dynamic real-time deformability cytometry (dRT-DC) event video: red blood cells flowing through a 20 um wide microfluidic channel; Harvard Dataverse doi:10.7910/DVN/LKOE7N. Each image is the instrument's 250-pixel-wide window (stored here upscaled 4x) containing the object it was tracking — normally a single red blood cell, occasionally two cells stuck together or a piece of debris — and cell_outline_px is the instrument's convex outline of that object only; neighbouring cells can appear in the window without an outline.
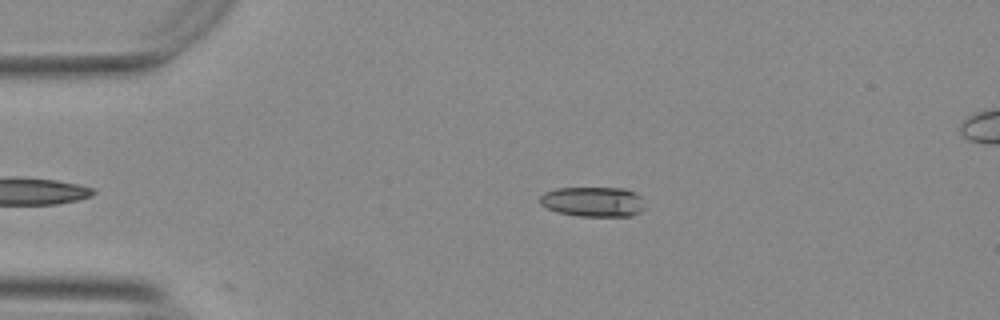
{"species": "Egyptian fruit bat (a non-hibernating species)", "species_latin": "Rousettus aegyptiacus", "temperature_condition": "warm", "stored_images_in_passage": 40, "camera_frame_rate_fps": 3000, "um_per_image_px": 0.085, "animal": {"sex": "female"}, "frame": {"image": 1, "passage_image": 3, "time_ms": 0.667, "image_size_px": [1000, 320], "cell_outline_px": [[644, 208], [640, 212], [628, 216], [580, 216], [560, 212], [548, 208], [540, 204], [540, 196], [544, 192], [556, 188], [624, 188], [640, 196]], "centroid_in_image_um": [50.39, 17.14], "position_along_channel_um": 34.6, "area_um2": 18.09}}
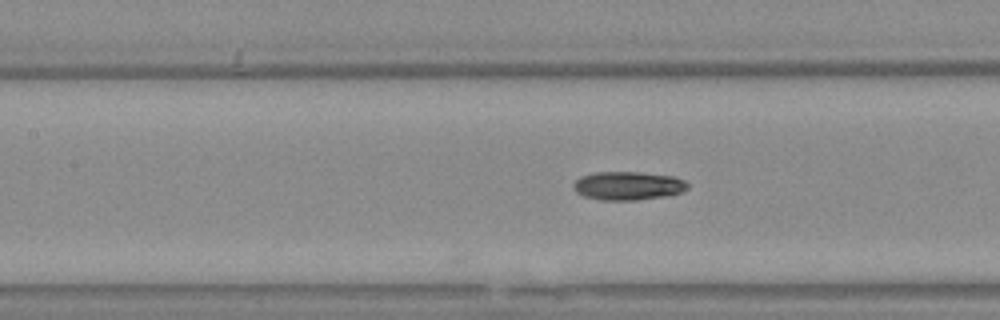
{"frame": {"image": 2, "passage_image": 16, "time_ms": 5.0, "image_size_px": [1000, 320], "cell_outline_px": [[688, 188], [680, 192], [664, 196], [636, 200], [604, 200], [584, 196], [576, 192], [572, 184], [580, 176], [596, 172], [640, 172], [672, 176], [684, 180], [688, 184]], "centroid_in_image_um": [53.36, 15.78], "position_along_channel_um": 154.0, "area_um2": 18.84}}
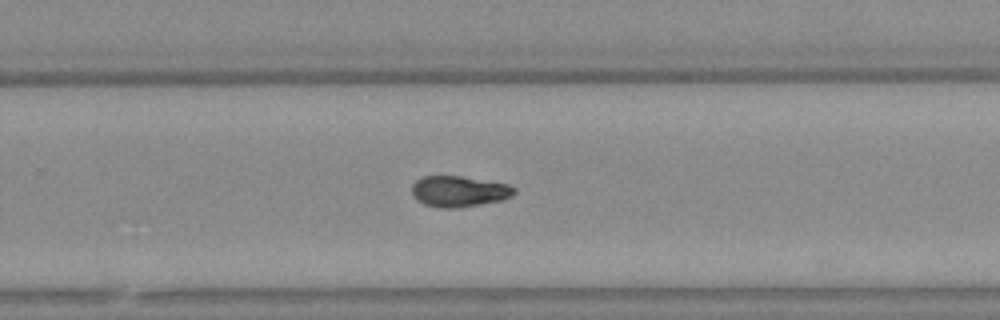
{"frame": {"image": 3, "passage_image": 27, "time_ms": 8.667, "image_size_px": [1000, 320], "cell_outline_px": [[516, 192], [512, 196], [504, 200], [480, 204], [452, 208], [440, 208], [424, 204], [416, 200], [412, 192], [412, 184], [420, 176], [460, 176], [508, 184], [516, 188]], "centroid_in_image_um": [39.01, 16.26], "position_along_channel_um": 290.8, "area_um2": 18.5}, "authors_computed_cell_mechanics": {"area_um2": 18.7272, "velocity_mm_per_s": 3.7464, "shape_relaxation_time_tau1_ms": 5.2726, "shape_relaxation_time_tau2_ms": 4.6252, "deformation_change_tau1": 0.1761, "deformation_change_tau2": 0.0989}}